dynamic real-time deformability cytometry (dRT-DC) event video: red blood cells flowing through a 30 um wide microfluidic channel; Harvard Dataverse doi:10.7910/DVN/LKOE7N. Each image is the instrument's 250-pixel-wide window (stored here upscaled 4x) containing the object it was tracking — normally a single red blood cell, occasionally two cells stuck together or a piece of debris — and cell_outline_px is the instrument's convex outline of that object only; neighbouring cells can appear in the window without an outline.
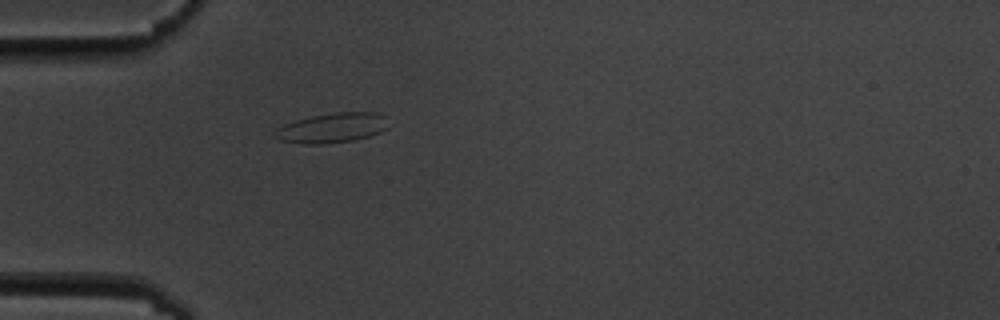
{"species": "common noctule bat (a hibernating species)", "species_latin": "Nyctalus noctula", "temperature_condition": "cold", "stored_images_in_passage": 1, "camera_frame_rate_fps": 3000, "um_per_image_px": 0.085, "animal": {"sex": "male", "body_mass_g": 19.5, "forearm_length_mm": 54.6}, "frame": {"image": 1, "passage_image": 1, "time_ms": 0.0, "image_size_px": [1000, 320], "cell_outline_px": [[388, 128], [380, 132], [368, 136], [352, 140], [324, 144], [304, 144], [280, 140], [276, 136], [276, 128], [284, 124], [296, 120], [312, 116], [336, 112], [376, 112], [384, 116]], "centroid_in_image_um": [28.23, 10.86], "position_along_channel_um": 56.8, "area_um2": 19.48}}